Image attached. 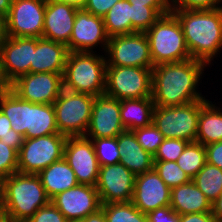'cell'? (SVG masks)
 <instances>
[{
  "instance_id": "7bdbcfd3",
  "label": "cell",
  "mask_w": 222,
  "mask_h": 222,
  "mask_svg": "<svg viewBox=\"0 0 222 222\" xmlns=\"http://www.w3.org/2000/svg\"><path fill=\"white\" fill-rule=\"evenodd\" d=\"M120 0H86L83 9L93 15L103 17Z\"/></svg>"
},
{
  "instance_id": "f907efd6",
  "label": "cell",
  "mask_w": 222,
  "mask_h": 222,
  "mask_svg": "<svg viewBox=\"0 0 222 222\" xmlns=\"http://www.w3.org/2000/svg\"><path fill=\"white\" fill-rule=\"evenodd\" d=\"M12 0H0V15L6 17L11 8Z\"/></svg>"
},
{
  "instance_id": "11a10c76",
  "label": "cell",
  "mask_w": 222,
  "mask_h": 222,
  "mask_svg": "<svg viewBox=\"0 0 222 222\" xmlns=\"http://www.w3.org/2000/svg\"><path fill=\"white\" fill-rule=\"evenodd\" d=\"M63 1H67L68 3H72L78 7H83V5L86 3V0H63Z\"/></svg>"
},
{
  "instance_id": "ba28073f",
  "label": "cell",
  "mask_w": 222,
  "mask_h": 222,
  "mask_svg": "<svg viewBox=\"0 0 222 222\" xmlns=\"http://www.w3.org/2000/svg\"><path fill=\"white\" fill-rule=\"evenodd\" d=\"M104 94L118 100L152 97V68L106 66Z\"/></svg>"
},
{
  "instance_id": "d6986e66",
  "label": "cell",
  "mask_w": 222,
  "mask_h": 222,
  "mask_svg": "<svg viewBox=\"0 0 222 222\" xmlns=\"http://www.w3.org/2000/svg\"><path fill=\"white\" fill-rule=\"evenodd\" d=\"M171 189L153 169L135 178L133 205L142 213L170 206Z\"/></svg>"
},
{
  "instance_id": "d6a6232c",
  "label": "cell",
  "mask_w": 222,
  "mask_h": 222,
  "mask_svg": "<svg viewBox=\"0 0 222 222\" xmlns=\"http://www.w3.org/2000/svg\"><path fill=\"white\" fill-rule=\"evenodd\" d=\"M93 142L99 166L118 164L121 159L117 137L89 138Z\"/></svg>"
},
{
  "instance_id": "603a6c76",
  "label": "cell",
  "mask_w": 222,
  "mask_h": 222,
  "mask_svg": "<svg viewBox=\"0 0 222 222\" xmlns=\"http://www.w3.org/2000/svg\"><path fill=\"white\" fill-rule=\"evenodd\" d=\"M211 204L192 180L171 189L170 207L179 215L211 212Z\"/></svg>"
},
{
  "instance_id": "74e56055",
  "label": "cell",
  "mask_w": 222,
  "mask_h": 222,
  "mask_svg": "<svg viewBox=\"0 0 222 222\" xmlns=\"http://www.w3.org/2000/svg\"><path fill=\"white\" fill-rule=\"evenodd\" d=\"M18 172V151L0 141V177L7 178Z\"/></svg>"
},
{
  "instance_id": "836d02e7",
  "label": "cell",
  "mask_w": 222,
  "mask_h": 222,
  "mask_svg": "<svg viewBox=\"0 0 222 222\" xmlns=\"http://www.w3.org/2000/svg\"><path fill=\"white\" fill-rule=\"evenodd\" d=\"M153 169L170 189L191 180L175 161H154Z\"/></svg>"
},
{
  "instance_id": "7dc6e473",
  "label": "cell",
  "mask_w": 222,
  "mask_h": 222,
  "mask_svg": "<svg viewBox=\"0 0 222 222\" xmlns=\"http://www.w3.org/2000/svg\"><path fill=\"white\" fill-rule=\"evenodd\" d=\"M211 213L217 222H222V194L211 204Z\"/></svg>"
},
{
  "instance_id": "1f68e13d",
  "label": "cell",
  "mask_w": 222,
  "mask_h": 222,
  "mask_svg": "<svg viewBox=\"0 0 222 222\" xmlns=\"http://www.w3.org/2000/svg\"><path fill=\"white\" fill-rule=\"evenodd\" d=\"M107 222H148L147 214L137 209L132 202L102 204Z\"/></svg>"
},
{
  "instance_id": "7a4b0ae2",
  "label": "cell",
  "mask_w": 222,
  "mask_h": 222,
  "mask_svg": "<svg viewBox=\"0 0 222 222\" xmlns=\"http://www.w3.org/2000/svg\"><path fill=\"white\" fill-rule=\"evenodd\" d=\"M170 11L181 24L191 58L214 65L222 49V7Z\"/></svg>"
},
{
  "instance_id": "ab89813d",
  "label": "cell",
  "mask_w": 222,
  "mask_h": 222,
  "mask_svg": "<svg viewBox=\"0 0 222 222\" xmlns=\"http://www.w3.org/2000/svg\"><path fill=\"white\" fill-rule=\"evenodd\" d=\"M170 10H198L222 7V0H168Z\"/></svg>"
},
{
  "instance_id": "8fae6325",
  "label": "cell",
  "mask_w": 222,
  "mask_h": 222,
  "mask_svg": "<svg viewBox=\"0 0 222 222\" xmlns=\"http://www.w3.org/2000/svg\"><path fill=\"white\" fill-rule=\"evenodd\" d=\"M46 0H12L5 17L7 37L42 38Z\"/></svg>"
},
{
  "instance_id": "2e32d148",
  "label": "cell",
  "mask_w": 222,
  "mask_h": 222,
  "mask_svg": "<svg viewBox=\"0 0 222 222\" xmlns=\"http://www.w3.org/2000/svg\"><path fill=\"white\" fill-rule=\"evenodd\" d=\"M136 176L124 165L100 166L96 189L102 204L131 202Z\"/></svg>"
},
{
  "instance_id": "4dcf8cb0",
  "label": "cell",
  "mask_w": 222,
  "mask_h": 222,
  "mask_svg": "<svg viewBox=\"0 0 222 222\" xmlns=\"http://www.w3.org/2000/svg\"><path fill=\"white\" fill-rule=\"evenodd\" d=\"M176 162L192 179L207 162L205 146L196 141L189 142Z\"/></svg>"
},
{
  "instance_id": "8d00e7d4",
  "label": "cell",
  "mask_w": 222,
  "mask_h": 222,
  "mask_svg": "<svg viewBox=\"0 0 222 222\" xmlns=\"http://www.w3.org/2000/svg\"><path fill=\"white\" fill-rule=\"evenodd\" d=\"M189 142L181 139L165 138L159 145L154 161H177Z\"/></svg>"
},
{
  "instance_id": "5b68a950",
  "label": "cell",
  "mask_w": 222,
  "mask_h": 222,
  "mask_svg": "<svg viewBox=\"0 0 222 222\" xmlns=\"http://www.w3.org/2000/svg\"><path fill=\"white\" fill-rule=\"evenodd\" d=\"M145 34L149 42L153 67L191 59L181 24L171 11L162 15Z\"/></svg>"
},
{
  "instance_id": "8992f818",
  "label": "cell",
  "mask_w": 222,
  "mask_h": 222,
  "mask_svg": "<svg viewBox=\"0 0 222 222\" xmlns=\"http://www.w3.org/2000/svg\"><path fill=\"white\" fill-rule=\"evenodd\" d=\"M208 100L178 106H155L152 123L164 138L195 142L200 109Z\"/></svg>"
},
{
  "instance_id": "60d3db41",
  "label": "cell",
  "mask_w": 222,
  "mask_h": 222,
  "mask_svg": "<svg viewBox=\"0 0 222 222\" xmlns=\"http://www.w3.org/2000/svg\"><path fill=\"white\" fill-rule=\"evenodd\" d=\"M26 222H69L51 202L39 210Z\"/></svg>"
},
{
  "instance_id": "83f0119b",
  "label": "cell",
  "mask_w": 222,
  "mask_h": 222,
  "mask_svg": "<svg viewBox=\"0 0 222 222\" xmlns=\"http://www.w3.org/2000/svg\"><path fill=\"white\" fill-rule=\"evenodd\" d=\"M59 133L53 104L31 102L30 129L24 139Z\"/></svg>"
},
{
  "instance_id": "9a60e30c",
  "label": "cell",
  "mask_w": 222,
  "mask_h": 222,
  "mask_svg": "<svg viewBox=\"0 0 222 222\" xmlns=\"http://www.w3.org/2000/svg\"><path fill=\"white\" fill-rule=\"evenodd\" d=\"M50 202L69 222H79L102 206L96 187L85 184L58 193Z\"/></svg>"
},
{
  "instance_id": "52a82bcc",
  "label": "cell",
  "mask_w": 222,
  "mask_h": 222,
  "mask_svg": "<svg viewBox=\"0 0 222 222\" xmlns=\"http://www.w3.org/2000/svg\"><path fill=\"white\" fill-rule=\"evenodd\" d=\"M95 97L63 89L53 103L60 134L84 136L90 123Z\"/></svg>"
},
{
  "instance_id": "277c9868",
  "label": "cell",
  "mask_w": 222,
  "mask_h": 222,
  "mask_svg": "<svg viewBox=\"0 0 222 222\" xmlns=\"http://www.w3.org/2000/svg\"><path fill=\"white\" fill-rule=\"evenodd\" d=\"M106 56L95 52H69L63 71V89L94 97L105 93Z\"/></svg>"
},
{
  "instance_id": "4fadbf2b",
  "label": "cell",
  "mask_w": 222,
  "mask_h": 222,
  "mask_svg": "<svg viewBox=\"0 0 222 222\" xmlns=\"http://www.w3.org/2000/svg\"><path fill=\"white\" fill-rule=\"evenodd\" d=\"M109 37L106 34L103 17L96 16L82 7L76 12L73 31L67 45L69 52H95L97 47L106 52ZM100 45V46H98ZM96 47V48H95Z\"/></svg>"
},
{
  "instance_id": "ac0fdd59",
  "label": "cell",
  "mask_w": 222,
  "mask_h": 222,
  "mask_svg": "<svg viewBox=\"0 0 222 222\" xmlns=\"http://www.w3.org/2000/svg\"><path fill=\"white\" fill-rule=\"evenodd\" d=\"M126 131L120 116V100L105 94L96 96L90 123L84 136L87 138H114Z\"/></svg>"
},
{
  "instance_id": "e0dca14e",
  "label": "cell",
  "mask_w": 222,
  "mask_h": 222,
  "mask_svg": "<svg viewBox=\"0 0 222 222\" xmlns=\"http://www.w3.org/2000/svg\"><path fill=\"white\" fill-rule=\"evenodd\" d=\"M36 38L6 37L0 54L3 76L9 85L19 76L30 73Z\"/></svg>"
},
{
  "instance_id": "30bf717a",
  "label": "cell",
  "mask_w": 222,
  "mask_h": 222,
  "mask_svg": "<svg viewBox=\"0 0 222 222\" xmlns=\"http://www.w3.org/2000/svg\"><path fill=\"white\" fill-rule=\"evenodd\" d=\"M104 54L106 66L153 67L145 32L109 37Z\"/></svg>"
},
{
  "instance_id": "e575fe53",
  "label": "cell",
  "mask_w": 222,
  "mask_h": 222,
  "mask_svg": "<svg viewBox=\"0 0 222 222\" xmlns=\"http://www.w3.org/2000/svg\"><path fill=\"white\" fill-rule=\"evenodd\" d=\"M132 132L135 134L137 142L152 156L155 155L159 145L165 139L153 123L147 127L134 129Z\"/></svg>"
},
{
  "instance_id": "681fc988",
  "label": "cell",
  "mask_w": 222,
  "mask_h": 222,
  "mask_svg": "<svg viewBox=\"0 0 222 222\" xmlns=\"http://www.w3.org/2000/svg\"><path fill=\"white\" fill-rule=\"evenodd\" d=\"M6 24H5V17L0 15V54L2 45L4 44V41L6 39Z\"/></svg>"
},
{
  "instance_id": "f5cc1de1",
  "label": "cell",
  "mask_w": 222,
  "mask_h": 222,
  "mask_svg": "<svg viewBox=\"0 0 222 222\" xmlns=\"http://www.w3.org/2000/svg\"><path fill=\"white\" fill-rule=\"evenodd\" d=\"M4 208V178L0 177V211Z\"/></svg>"
},
{
  "instance_id": "7c38bea8",
  "label": "cell",
  "mask_w": 222,
  "mask_h": 222,
  "mask_svg": "<svg viewBox=\"0 0 222 222\" xmlns=\"http://www.w3.org/2000/svg\"><path fill=\"white\" fill-rule=\"evenodd\" d=\"M63 74L27 73L10 84L21 99L32 103L53 104L63 90Z\"/></svg>"
},
{
  "instance_id": "9c48e42d",
  "label": "cell",
  "mask_w": 222,
  "mask_h": 222,
  "mask_svg": "<svg viewBox=\"0 0 222 222\" xmlns=\"http://www.w3.org/2000/svg\"><path fill=\"white\" fill-rule=\"evenodd\" d=\"M67 136L56 133L24 139L18 151V172L39 174L53 162L63 158Z\"/></svg>"
},
{
  "instance_id": "816d5d0a",
  "label": "cell",
  "mask_w": 222,
  "mask_h": 222,
  "mask_svg": "<svg viewBox=\"0 0 222 222\" xmlns=\"http://www.w3.org/2000/svg\"><path fill=\"white\" fill-rule=\"evenodd\" d=\"M9 88H10V85L5 80L3 73H2L1 65H0V94L7 91Z\"/></svg>"
},
{
  "instance_id": "db71d44e",
  "label": "cell",
  "mask_w": 222,
  "mask_h": 222,
  "mask_svg": "<svg viewBox=\"0 0 222 222\" xmlns=\"http://www.w3.org/2000/svg\"><path fill=\"white\" fill-rule=\"evenodd\" d=\"M0 222H13L12 218L7 214L5 210L0 211Z\"/></svg>"
},
{
  "instance_id": "f546056e",
  "label": "cell",
  "mask_w": 222,
  "mask_h": 222,
  "mask_svg": "<svg viewBox=\"0 0 222 222\" xmlns=\"http://www.w3.org/2000/svg\"><path fill=\"white\" fill-rule=\"evenodd\" d=\"M191 180L211 203L222 194V170L215 165L206 162Z\"/></svg>"
},
{
  "instance_id": "b9f144b4",
  "label": "cell",
  "mask_w": 222,
  "mask_h": 222,
  "mask_svg": "<svg viewBox=\"0 0 222 222\" xmlns=\"http://www.w3.org/2000/svg\"><path fill=\"white\" fill-rule=\"evenodd\" d=\"M148 222H180L179 214L170 206L155 209L147 214Z\"/></svg>"
},
{
  "instance_id": "4316f807",
  "label": "cell",
  "mask_w": 222,
  "mask_h": 222,
  "mask_svg": "<svg viewBox=\"0 0 222 222\" xmlns=\"http://www.w3.org/2000/svg\"><path fill=\"white\" fill-rule=\"evenodd\" d=\"M208 100L200 109L195 141L206 146L222 141V107Z\"/></svg>"
},
{
  "instance_id": "ee69618b",
  "label": "cell",
  "mask_w": 222,
  "mask_h": 222,
  "mask_svg": "<svg viewBox=\"0 0 222 222\" xmlns=\"http://www.w3.org/2000/svg\"><path fill=\"white\" fill-rule=\"evenodd\" d=\"M207 162L222 170V141L205 146Z\"/></svg>"
},
{
  "instance_id": "c3c4849f",
  "label": "cell",
  "mask_w": 222,
  "mask_h": 222,
  "mask_svg": "<svg viewBox=\"0 0 222 222\" xmlns=\"http://www.w3.org/2000/svg\"><path fill=\"white\" fill-rule=\"evenodd\" d=\"M79 222H107L103 209H99L95 213L89 214L87 217H85L83 220Z\"/></svg>"
},
{
  "instance_id": "484cf974",
  "label": "cell",
  "mask_w": 222,
  "mask_h": 222,
  "mask_svg": "<svg viewBox=\"0 0 222 222\" xmlns=\"http://www.w3.org/2000/svg\"><path fill=\"white\" fill-rule=\"evenodd\" d=\"M154 107L152 97L120 100V116L125 130L151 125Z\"/></svg>"
},
{
  "instance_id": "cb8c5ba5",
  "label": "cell",
  "mask_w": 222,
  "mask_h": 222,
  "mask_svg": "<svg viewBox=\"0 0 222 222\" xmlns=\"http://www.w3.org/2000/svg\"><path fill=\"white\" fill-rule=\"evenodd\" d=\"M38 175L50 199L79 184L73 169L64 158L53 162Z\"/></svg>"
},
{
  "instance_id": "5bb4252c",
  "label": "cell",
  "mask_w": 222,
  "mask_h": 222,
  "mask_svg": "<svg viewBox=\"0 0 222 222\" xmlns=\"http://www.w3.org/2000/svg\"><path fill=\"white\" fill-rule=\"evenodd\" d=\"M63 158L73 169L79 184L96 186L100 166L91 139L86 136L67 137Z\"/></svg>"
},
{
  "instance_id": "bcb514c9",
  "label": "cell",
  "mask_w": 222,
  "mask_h": 222,
  "mask_svg": "<svg viewBox=\"0 0 222 222\" xmlns=\"http://www.w3.org/2000/svg\"><path fill=\"white\" fill-rule=\"evenodd\" d=\"M180 222H217L211 212L179 215Z\"/></svg>"
},
{
  "instance_id": "3957f363",
  "label": "cell",
  "mask_w": 222,
  "mask_h": 222,
  "mask_svg": "<svg viewBox=\"0 0 222 222\" xmlns=\"http://www.w3.org/2000/svg\"><path fill=\"white\" fill-rule=\"evenodd\" d=\"M49 202L38 174L16 172L4 179L3 210L13 222H26Z\"/></svg>"
},
{
  "instance_id": "7402d4cb",
  "label": "cell",
  "mask_w": 222,
  "mask_h": 222,
  "mask_svg": "<svg viewBox=\"0 0 222 222\" xmlns=\"http://www.w3.org/2000/svg\"><path fill=\"white\" fill-rule=\"evenodd\" d=\"M121 155L120 164L135 176L153 170V156L142 148L132 131H124L117 136Z\"/></svg>"
},
{
  "instance_id": "6da1fadb",
  "label": "cell",
  "mask_w": 222,
  "mask_h": 222,
  "mask_svg": "<svg viewBox=\"0 0 222 222\" xmlns=\"http://www.w3.org/2000/svg\"><path fill=\"white\" fill-rule=\"evenodd\" d=\"M207 66L191 58L152 67V100L155 106H178L196 100H209L202 95V90H198Z\"/></svg>"
},
{
  "instance_id": "d590c367",
  "label": "cell",
  "mask_w": 222,
  "mask_h": 222,
  "mask_svg": "<svg viewBox=\"0 0 222 222\" xmlns=\"http://www.w3.org/2000/svg\"><path fill=\"white\" fill-rule=\"evenodd\" d=\"M161 16L154 7L132 5V27L136 32H146Z\"/></svg>"
},
{
  "instance_id": "44dd1931",
  "label": "cell",
  "mask_w": 222,
  "mask_h": 222,
  "mask_svg": "<svg viewBox=\"0 0 222 222\" xmlns=\"http://www.w3.org/2000/svg\"><path fill=\"white\" fill-rule=\"evenodd\" d=\"M68 54L66 45L36 38V50L33 52V63H30V73L63 74Z\"/></svg>"
},
{
  "instance_id": "ffe728a7",
  "label": "cell",
  "mask_w": 222,
  "mask_h": 222,
  "mask_svg": "<svg viewBox=\"0 0 222 222\" xmlns=\"http://www.w3.org/2000/svg\"><path fill=\"white\" fill-rule=\"evenodd\" d=\"M79 8L63 0H46L42 38L67 46Z\"/></svg>"
},
{
  "instance_id": "f6af8a7d",
  "label": "cell",
  "mask_w": 222,
  "mask_h": 222,
  "mask_svg": "<svg viewBox=\"0 0 222 222\" xmlns=\"http://www.w3.org/2000/svg\"><path fill=\"white\" fill-rule=\"evenodd\" d=\"M133 6L154 7L161 15L170 12L168 0H127Z\"/></svg>"
},
{
  "instance_id": "d4e9b609",
  "label": "cell",
  "mask_w": 222,
  "mask_h": 222,
  "mask_svg": "<svg viewBox=\"0 0 222 222\" xmlns=\"http://www.w3.org/2000/svg\"><path fill=\"white\" fill-rule=\"evenodd\" d=\"M0 111L10 120L11 128L22 136L30 129L31 102L21 99L10 88L0 94Z\"/></svg>"
},
{
  "instance_id": "f1b7e54d",
  "label": "cell",
  "mask_w": 222,
  "mask_h": 222,
  "mask_svg": "<svg viewBox=\"0 0 222 222\" xmlns=\"http://www.w3.org/2000/svg\"><path fill=\"white\" fill-rule=\"evenodd\" d=\"M108 37L135 33L132 27V4L120 0L103 16Z\"/></svg>"
},
{
  "instance_id": "f35d334b",
  "label": "cell",
  "mask_w": 222,
  "mask_h": 222,
  "mask_svg": "<svg viewBox=\"0 0 222 222\" xmlns=\"http://www.w3.org/2000/svg\"><path fill=\"white\" fill-rule=\"evenodd\" d=\"M0 141L17 151L24 141V136L11 128L10 120L2 111H0Z\"/></svg>"
}]
</instances>
